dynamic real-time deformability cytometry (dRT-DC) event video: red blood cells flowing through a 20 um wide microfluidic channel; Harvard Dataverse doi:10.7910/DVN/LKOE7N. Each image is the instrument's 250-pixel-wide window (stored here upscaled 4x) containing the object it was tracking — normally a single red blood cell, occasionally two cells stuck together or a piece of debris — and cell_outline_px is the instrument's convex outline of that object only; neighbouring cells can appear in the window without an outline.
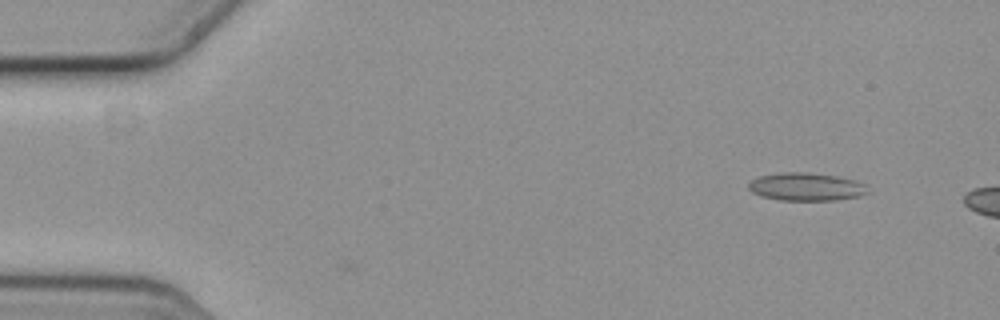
{"species": "common noctule bat (a hibernating species)", "species_latin": "Nyctalus noctula", "temperature_condition": "cold", "stored_images_in_passage": 10, "camera_frame_rate_fps": 3000, "um_per_image_px": 0.085, "animal": {"sex": "female", "body_mass_g": 19.3, "forearm_length_mm": 54.1}, "frame": {"image": 1, "passage_image": 2, "time_ms": 0.333, "image_size_px": [1000, 320], "cell_outline_px": [[868, 192], [860, 196], [836, 200], [780, 200], [760, 196], [752, 192], [748, 188], [748, 184], [752, 180], [760, 176], [780, 172], [808, 172], [836, 176], [852, 180], [864, 184]], "centroid_in_image_um": [68.48, 15.88], "position_along_channel_um": 16.5, "area_um2": 19.31}}